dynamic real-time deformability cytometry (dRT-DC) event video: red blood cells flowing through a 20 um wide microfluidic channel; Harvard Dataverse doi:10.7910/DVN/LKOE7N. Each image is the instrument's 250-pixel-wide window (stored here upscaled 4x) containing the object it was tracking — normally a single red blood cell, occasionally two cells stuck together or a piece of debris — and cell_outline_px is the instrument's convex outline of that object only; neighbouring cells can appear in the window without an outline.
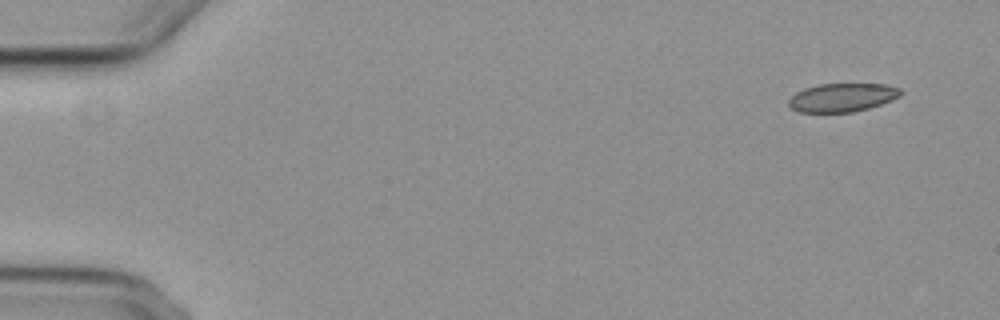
{"species": "common noctule bat (a hibernating species)", "species_latin": "Nyctalus noctula", "temperature_condition": "cold", "stored_images_in_passage": 8, "camera_frame_rate_fps": 3000, "um_per_image_px": 0.085, "animal": {"sex": "female", "body_mass_g": 29.2, "forearm_length_mm": 56.3}, "frame": {"image": 1, "passage_image": 1, "time_ms": 0.0, "image_size_px": [1000, 320], "cell_outline_px": [[904, 92], [900, 96], [892, 100], [868, 108], [852, 112], [800, 112], [792, 108], [788, 104], [788, 100], [796, 92], [804, 88], [820, 84], [884, 84], [900, 88]], "centroid_in_image_um": [71.61, 8.28], "position_along_channel_um": 13.4, "area_um2": 18.55}}
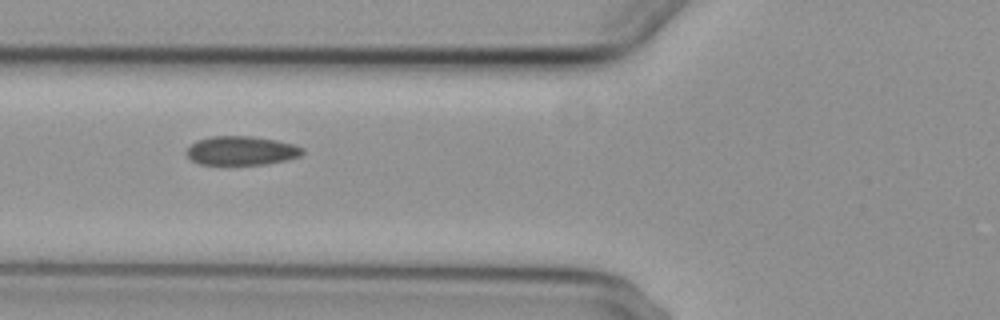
{"frame": {"image": 2, "passage_image": 6, "time_ms": 6.0, "image_size_px": [1000, 320], "cell_outline_px": [[304, 152], [300, 156], [288, 160], [268, 164], [200, 164], [192, 160], [184, 152], [196, 140], [212, 136], [252, 136], [276, 140], [292, 144], [304, 148]], "centroid_in_image_um": [20.53, 12.8], "position_along_channel_um": 105.3, "area_um2": 19.59}}
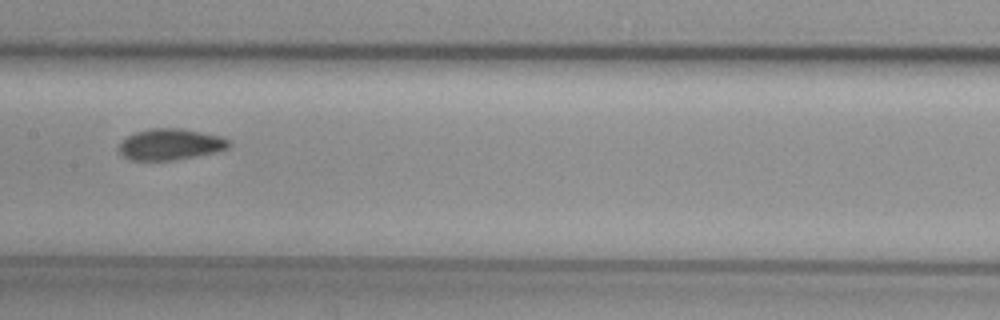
{"frame": {"image": 3, "passage_image": 8, "time_ms": 8.333, "image_size_px": [1000, 320], "cell_outline_px": [[232, 144], [228, 148], [216, 152], [176, 160], [132, 160], [124, 156], [116, 148], [128, 136], [136, 132], [148, 128], [180, 128], [220, 136], [228, 140]], "centroid_in_image_um": [14.48, 12.27], "position_along_channel_um": 192.9, "area_um2": 19.94}}